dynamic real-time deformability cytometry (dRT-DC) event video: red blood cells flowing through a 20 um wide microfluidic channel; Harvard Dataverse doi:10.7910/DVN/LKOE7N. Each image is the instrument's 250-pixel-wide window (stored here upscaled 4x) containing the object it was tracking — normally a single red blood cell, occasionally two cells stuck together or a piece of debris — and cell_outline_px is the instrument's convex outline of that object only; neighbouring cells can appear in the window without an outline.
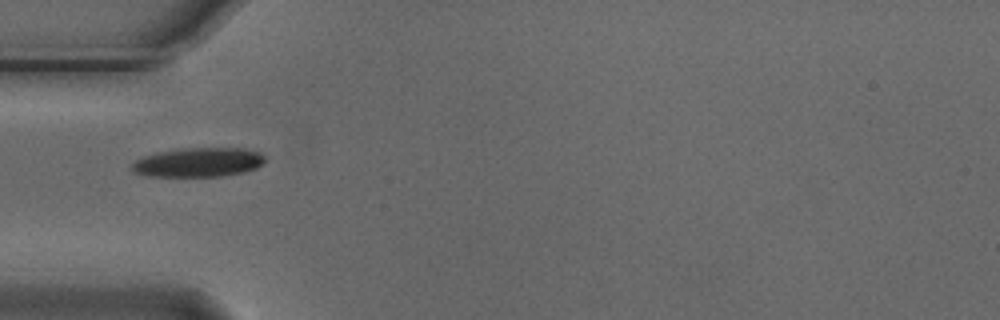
{"species": "Egyptian fruit bat (a non-hibernating species)", "species_latin": "Rousettus aegyptiacus", "temperature_condition": "cold", "stored_images_in_passage": 7, "camera_frame_rate_fps": 3000, "um_per_image_px": 0.085, "animal": {"sex": "male"}, "frame": {"image": 1, "passage_image": 5, "time_ms": 1.333, "image_size_px": [1000, 320], "cell_outline_px": [[264, 160], [256, 168], [244, 172], [220, 176], [148, 176], [132, 172], [132, 164], [136, 160], [144, 156], [156, 152], [180, 148], [244, 148], [260, 152], [264, 156]], "centroid_in_image_um": [16.84, 13.79], "position_along_channel_um": 68.2, "area_um2": 22.66}}
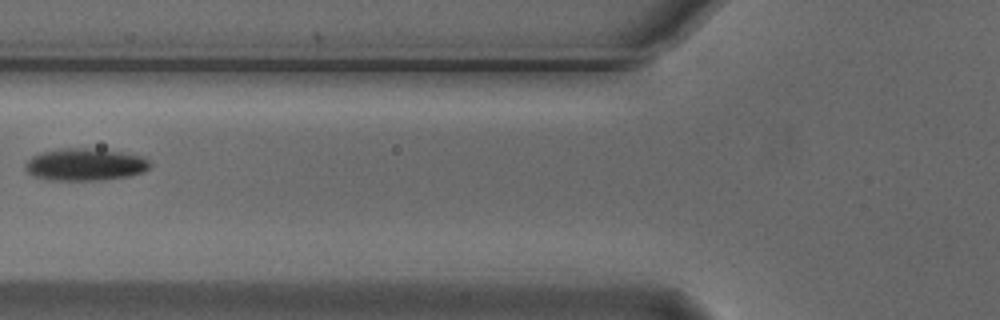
{"frame": {"image": 2, "passage_image": 6, "time_ms": 1.667, "image_size_px": [1000, 320], "cell_outline_px": [[152, 164], [144, 172], [128, 176], [96, 180], [56, 180], [36, 176], [28, 172], [24, 168], [28, 160], [32, 156], [40, 152], [56, 148], [88, 148], [120, 152], [140, 156], [148, 160]], "centroid_in_image_um": [7.22, 13.97], "position_along_channel_um": 118.6, "area_um2": 23.18}}
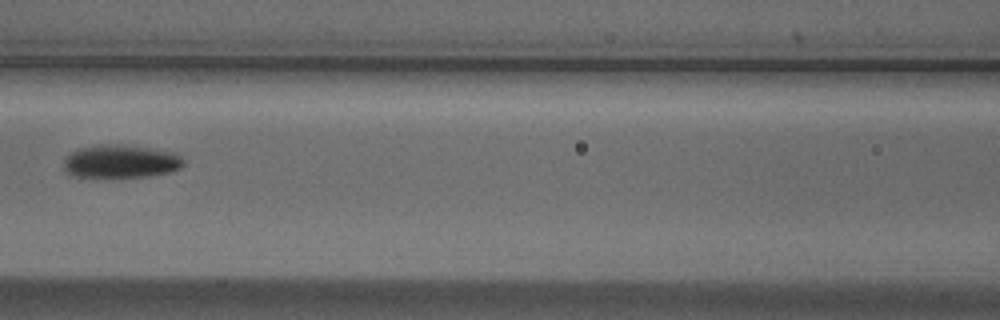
{"frame": {"image": 3, "passage_image": 7, "time_ms": 2.0, "image_size_px": [1000, 320], "cell_outline_px": [[184, 164], [180, 168], [168, 172], [144, 176], [72, 176], [64, 168], [64, 160], [72, 152], [80, 148], [96, 144], [124, 144], [156, 148], [176, 152], [184, 160]], "centroid_in_image_um": [10.3, 13.68], "position_along_channel_um": 156.3, "area_um2": 23.06}}